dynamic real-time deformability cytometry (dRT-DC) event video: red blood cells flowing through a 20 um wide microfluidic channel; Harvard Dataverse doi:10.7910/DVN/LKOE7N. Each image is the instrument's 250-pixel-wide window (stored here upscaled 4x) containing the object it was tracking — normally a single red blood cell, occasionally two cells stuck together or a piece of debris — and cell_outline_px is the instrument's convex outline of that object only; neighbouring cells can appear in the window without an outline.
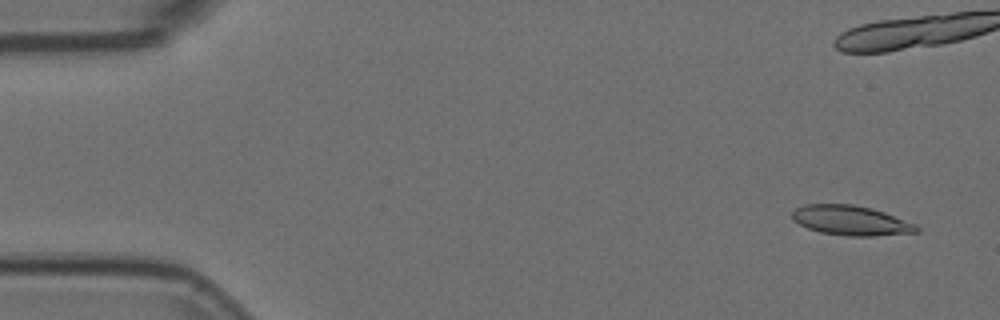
{"species": "Egyptian fruit bat (a non-hibernating species)", "species_latin": "Rousettus aegyptiacus", "temperature_condition": "room temperature", "stored_images_in_passage": 49, "camera_frame_rate_fps": 3000, "um_per_image_px": 0.085, "animal": {"sex": "female"}, "frame": {"image": 1, "passage_image": 3, "time_ms": 0.667, "image_size_px": [1000, 320], "cell_outline_px": [[920, 232], [876, 236], [848, 236], [820, 232], [808, 228], [792, 220], [792, 212], [796, 208], [804, 204], [852, 204], [872, 208], [884, 212], [916, 224], [920, 228]], "centroid_in_image_um": [72.35, 18.74], "position_along_channel_um": 12.7, "area_um2": 21.68}}
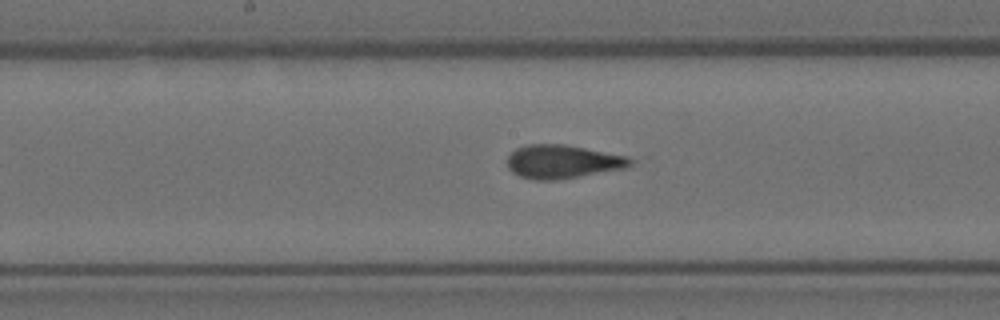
{"frame": {"image": 2, "passage_image": 27, "time_ms": 8.667, "image_size_px": [1000, 320], "cell_outline_px": [[632, 164], [628, 168], [556, 180], [532, 180], [520, 176], [512, 172], [508, 168], [508, 156], [516, 148], [528, 144], [564, 144], [628, 156], [632, 160]], "centroid_in_image_um": [47.83, 13.74], "position_along_channel_um": 200.4, "area_um2": 24.1}}
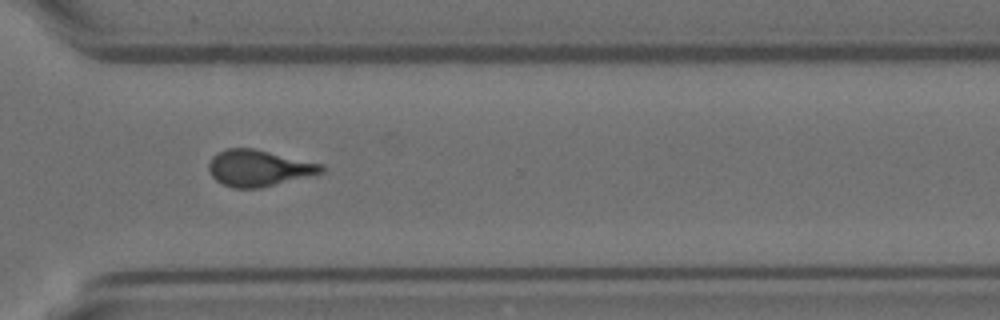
{"frame": {"image": 3, "passage_image": 39, "time_ms": 12.667, "image_size_px": [1000, 320], "cell_outline_px": [[324, 172], [260, 188], [232, 188], [216, 180], [208, 172], [208, 164], [212, 156], [228, 148], [252, 148], [324, 164]], "centroid_in_image_um": [21.98, 14.29], "position_along_channel_um": 348.6, "area_um2": 23.7}, "authors_computed_cell_mechanics": {"area_um2": 23.8136, "velocity_mm_per_s": 3.7195, "shape_relaxation_time_tau1_ms": 8.5175, "shape_relaxation_time_tau2_ms": 1.0205, "deformation_change_tau1": 0.2216, "deformation_change_tau2": 0.0756}}